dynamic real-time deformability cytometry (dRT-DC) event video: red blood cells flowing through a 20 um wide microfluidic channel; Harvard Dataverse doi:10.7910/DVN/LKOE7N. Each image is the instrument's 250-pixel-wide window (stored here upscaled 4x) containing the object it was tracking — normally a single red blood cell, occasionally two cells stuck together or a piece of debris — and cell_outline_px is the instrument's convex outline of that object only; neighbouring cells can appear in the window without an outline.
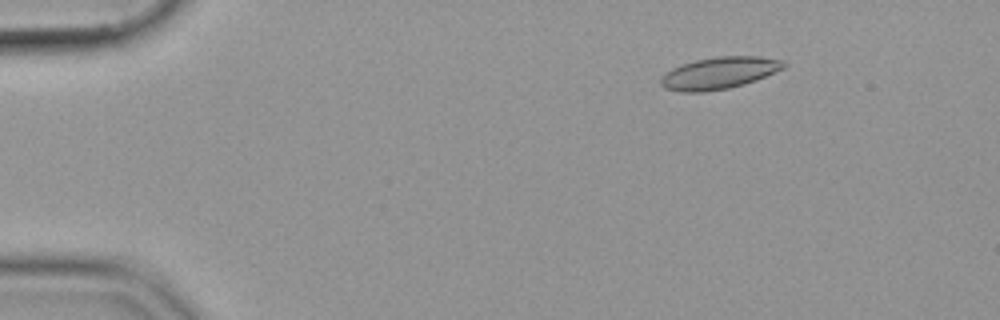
{"species": "common noctule bat (a hibernating species)", "species_latin": "Nyctalus noctula", "temperature_condition": "cold", "stored_images_in_passage": 55, "camera_frame_rate_fps": 3000, "um_per_image_px": 0.085, "animal": {"sex": "female", "body_mass_g": 19.9}, "frame": {"image": 1, "passage_image": 8, "time_ms": 2.333, "image_size_px": [1000, 320], "cell_outline_px": [[788, 64], [784, 68], [756, 80], [744, 84], [728, 88], [704, 92], [680, 92], [664, 88], [660, 84], [660, 76], [672, 68], [696, 60], [716, 56], [760, 56], [784, 60]], "centroid_in_image_um": [61.13, 6.2], "position_along_channel_um": 23.9, "area_um2": 23.0}}
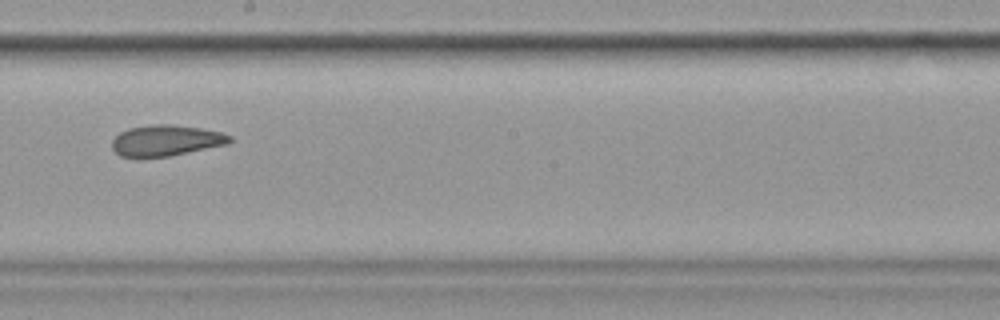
{"frame": {"image": 2, "passage_image": 32, "time_ms": 10.333, "image_size_px": [1000, 320], "cell_outline_px": [[232, 140], [228, 144], [168, 156], [120, 156], [112, 148], [112, 140], [120, 132], [128, 128], [152, 124], [172, 124], [200, 128], [220, 132], [232, 136]], "centroid_in_image_um": [14.12, 11.92], "position_along_channel_um": 234.1, "area_um2": 20.98}}
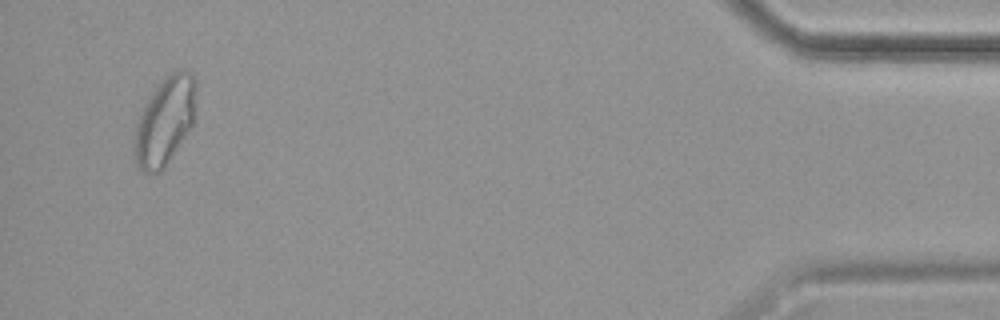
{"frame": {"image": 3, "passage_image": 53, "time_ms": 17.333, "image_size_px": [1000, 320], "cell_outline_px": [[196, 92], [192, 128], [164, 168], [160, 172], [140, 172], [136, 168], [132, 152], [132, 140], [136, 124], [140, 112], [144, 104], [160, 80], [172, 72], [180, 68], [184, 68], [192, 72], [196, 80]], "centroid_in_image_um": [13.98, 10.3], "position_along_channel_um": 421.2, "area_um2": 32.6}}